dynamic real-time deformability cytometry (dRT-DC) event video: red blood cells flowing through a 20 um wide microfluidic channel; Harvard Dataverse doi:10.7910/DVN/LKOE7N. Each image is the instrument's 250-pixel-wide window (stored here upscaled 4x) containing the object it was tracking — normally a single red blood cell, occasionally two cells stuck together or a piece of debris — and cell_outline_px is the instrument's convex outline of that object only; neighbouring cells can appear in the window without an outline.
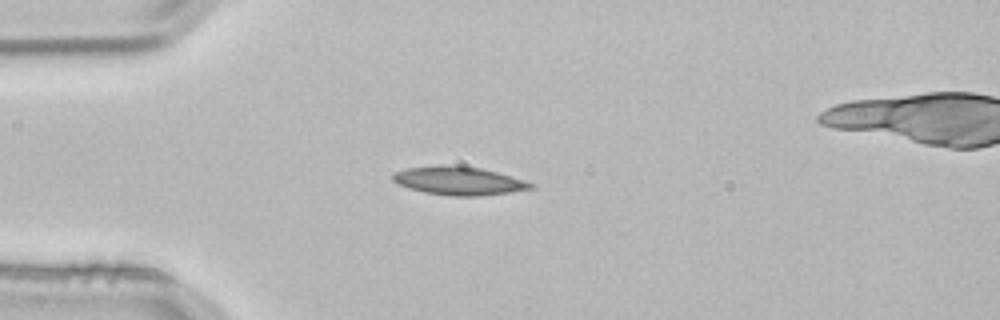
{"species": "common noctule bat (a hibernating species)", "species_latin": "Nyctalus noctula", "temperature_condition": "room temperature", "stored_images_in_passage": 4, "camera_frame_rate_fps": 3000, "um_per_image_px": 0.085, "animal": {"sex": "male", "body_mass_g": 21.5, "forearm_length_mm": 52.0}, "frame": {"image": 1, "passage_image": 3, "time_ms": 0.667, "image_size_px": [1000, 320], "cell_outline_px": [[536, 188], [480, 196], [448, 196], [424, 192], [408, 188], [392, 180], [392, 176], [396, 172], [408, 168], [452, 164], [480, 168], [496, 172], [524, 180], [536, 184]], "centroid_in_image_um": [39.03, 15.37], "position_along_channel_um": 46.0, "area_um2": 22.72}}